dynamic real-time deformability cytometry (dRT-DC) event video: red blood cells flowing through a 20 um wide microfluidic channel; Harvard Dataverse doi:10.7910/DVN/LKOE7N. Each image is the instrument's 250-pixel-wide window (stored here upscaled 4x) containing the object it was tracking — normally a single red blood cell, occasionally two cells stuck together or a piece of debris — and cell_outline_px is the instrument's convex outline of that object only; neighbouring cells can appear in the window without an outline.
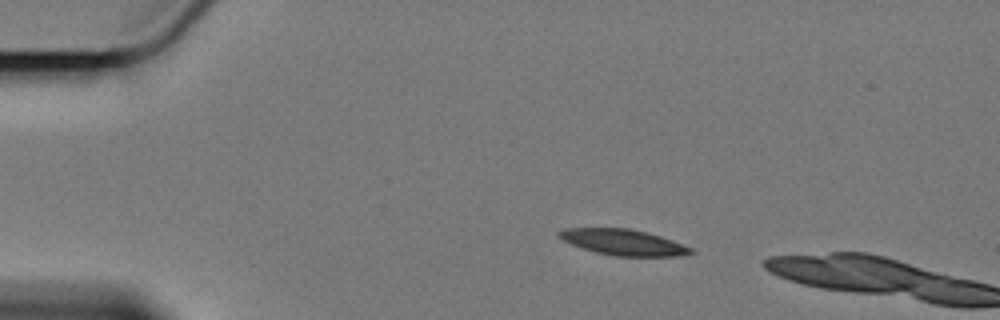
{"species": "Egyptian fruit bat (a non-hibernating species)", "species_latin": "Rousettus aegyptiacus", "temperature_condition": "cold", "stored_images_in_passage": 4, "camera_frame_rate_fps": 3000, "um_per_image_px": 0.085, "animal": {"sex": "female"}, "frame": {"image": 1, "passage_image": 1, "time_ms": 0.0, "image_size_px": [1000, 320], "cell_outline_px": [[696, 252], [680, 256], [612, 256], [596, 252], [572, 244], [556, 236], [556, 232], [564, 228], [628, 228], [648, 232], [672, 240], [692, 248]], "centroid_in_image_um": [52.98, 20.59], "position_along_channel_um": 32.0, "area_um2": 19.88}}